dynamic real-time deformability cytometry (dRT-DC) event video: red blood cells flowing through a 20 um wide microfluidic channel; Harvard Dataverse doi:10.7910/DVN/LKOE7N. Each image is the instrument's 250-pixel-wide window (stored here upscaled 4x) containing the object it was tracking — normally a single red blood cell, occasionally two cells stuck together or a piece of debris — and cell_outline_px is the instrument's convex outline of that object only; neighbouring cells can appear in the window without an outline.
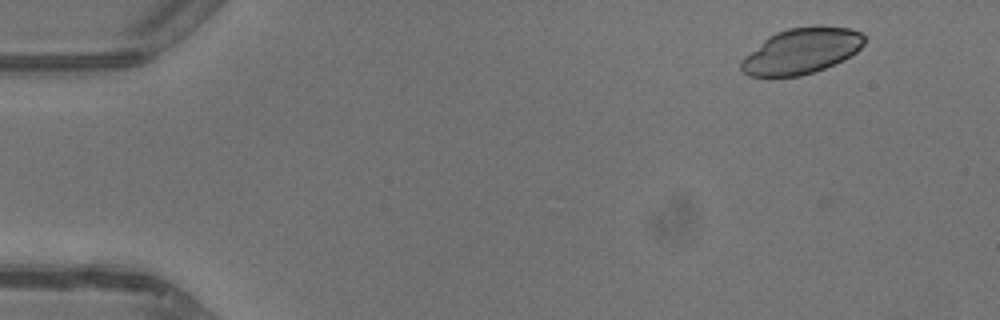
{"species": "common noctule bat (a hibernating species)", "species_latin": "Nyctalus noctula", "temperature_condition": "warm", "stored_images_in_passage": 4, "camera_frame_rate_fps": 3000, "um_per_image_px": 0.085, "animal": {"sex": "male", "body_mass_g": 13.3}, "frame": {"image": 1, "passage_image": 1, "time_ms": 0.0, "image_size_px": [1000, 320], "cell_outline_px": [[864, 44], [856, 52], [824, 68], [800, 76], [748, 76], [740, 68], [740, 60], [744, 56], [768, 36], [776, 32], [788, 28], [812, 24], [816, 24], [848, 28], [860, 32], [864, 36]], "centroid_in_image_um": [68.09, 4.3], "position_along_channel_um": 16.9, "area_um2": 32.83}}
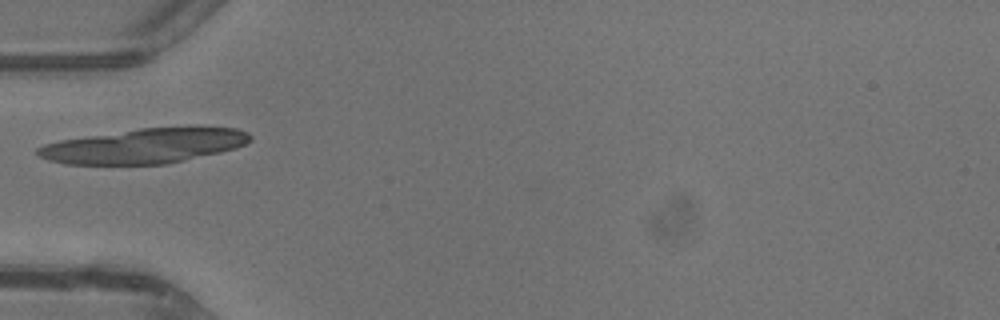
{"frame": {"image": 2, "passage_image": 4, "time_ms": 3.667, "image_size_px": [1000, 320], "cell_outline_px": [[252, 140], [236, 148], [220, 152], [164, 164], [64, 164], [48, 160], [40, 156], [36, 152], [36, 148], [44, 144], [60, 140], [140, 128], [196, 124], [236, 128], [248, 132], [252, 136]], "centroid_in_image_um": [12.36, 12.35], "position_along_channel_um": 72.6, "area_um2": 43.87}}